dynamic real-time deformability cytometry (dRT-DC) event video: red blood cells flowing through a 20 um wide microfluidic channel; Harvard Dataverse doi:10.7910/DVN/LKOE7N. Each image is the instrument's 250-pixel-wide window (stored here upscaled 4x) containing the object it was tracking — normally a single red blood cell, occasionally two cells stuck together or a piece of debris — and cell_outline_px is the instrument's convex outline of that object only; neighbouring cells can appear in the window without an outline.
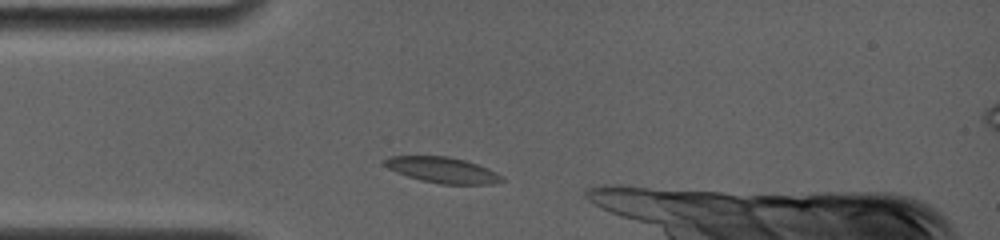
{"species": "common noctule bat (a hibernating species)", "species_latin": "Nyctalus noctula", "temperature_condition": "room temperature", "stored_images_in_passage": 4, "camera_frame_rate_fps": 4000, "um_per_image_px": 0.085, "animal": {"sex": "female", "body_mass_g": 19.0, "forearm_length_mm": 56.7}, "frame": {"image": 1, "passage_image": 1, "time_ms": 0.0, "image_size_px": [1000, 240], "cell_outline_px": [[504, 180], [492, 184], [440, 184], [420, 180], [396, 172], [388, 168], [384, 164], [384, 160], [388, 156], [448, 156], [464, 160], [488, 168], [504, 176]], "centroid_in_image_um": [37.62, 14.45], "position_along_channel_um": 47.4, "area_um2": 17.57}}
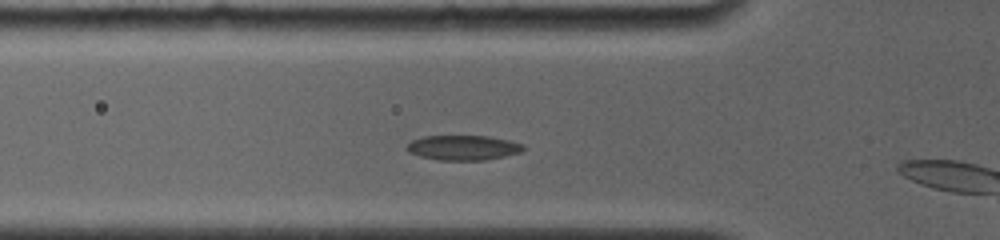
{"frame": {"image": 2, "passage_image": 3, "time_ms": 0.5, "image_size_px": [1000, 240], "cell_outline_px": [[524, 148], [520, 152], [504, 156], [484, 160], [440, 160], [420, 156], [408, 152], [404, 148], [412, 140], [424, 136], [488, 136], [508, 140], [524, 144]], "centroid_in_image_um": [39.34, 12.55], "position_along_channel_um": 86.5, "area_um2": 16.82}}